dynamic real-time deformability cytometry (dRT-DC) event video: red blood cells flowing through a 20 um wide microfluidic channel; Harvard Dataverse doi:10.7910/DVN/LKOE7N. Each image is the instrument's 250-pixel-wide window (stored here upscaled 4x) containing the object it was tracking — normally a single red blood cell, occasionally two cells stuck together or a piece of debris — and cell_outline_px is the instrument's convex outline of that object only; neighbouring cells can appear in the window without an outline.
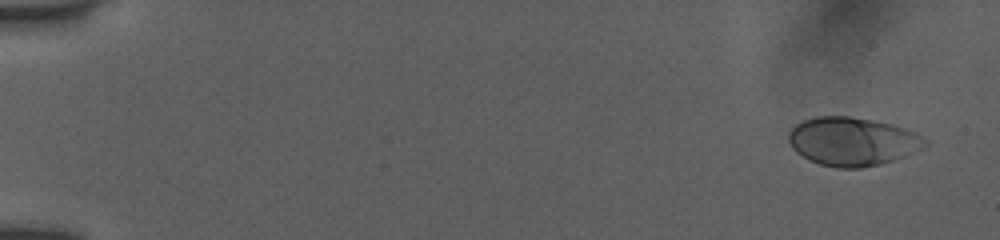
{"species": "human", "species_latin": "Homo sapiens", "temperature_condition": "room temperature", "stored_images_in_passage": 53, "camera_frame_rate_fps": 3000, "um_per_image_px": 0.085, "donor": {"sex": "female"}, "frame": {"image": 1, "passage_image": 3, "time_ms": 0.667, "image_size_px": [1000, 240], "cell_outline_px": [[928, 144], [904, 156], [880, 164], [860, 168], [836, 168], [820, 164], [796, 152], [792, 148], [788, 140], [788, 132], [796, 124], [804, 120], [816, 116], [848, 116], [892, 124], [904, 128], [924, 136], [928, 140]], "centroid_in_image_um": [72.44, 12.02], "position_along_channel_um": 12.6, "area_um2": 38.32}}
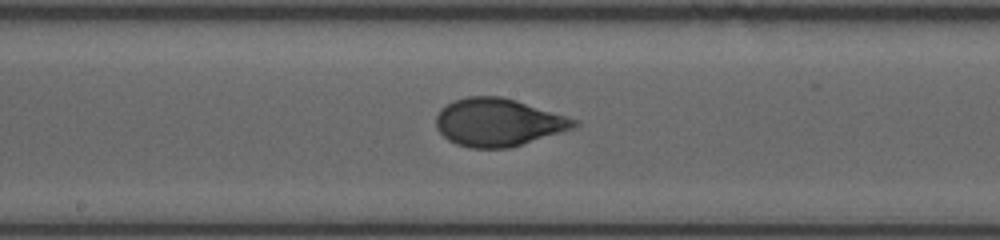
{"frame": {"image": 2, "passage_image": 30, "time_ms": 9.667, "image_size_px": [1000, 240], "cell_outline_px": [[580, 124], [572, 128], [508, 148], [468, 148], [456, 144], [448, 140], [436, 128], [436, 116], [440, 108], [456, 100], [468, 96], [500, 96], [516, 100], [576, 120]], "centroid_in_image_um": [42.27, 10.4], "position_along_channel_um": 205.9, "area_um2": 37.86}}
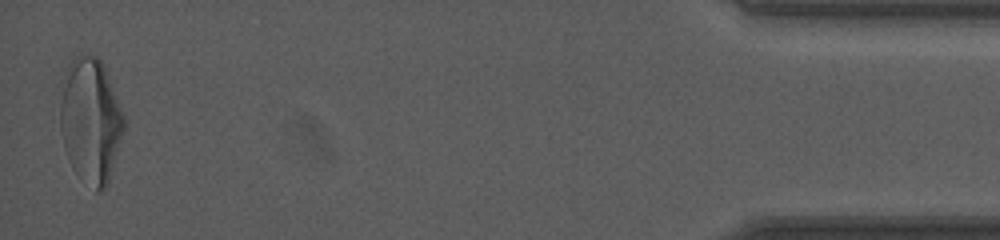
{"frame": {"image": 3, "passage_image": 53, "time_ms": 17.333, "image_size_px": [1000, 240], "cell_outline_px": [[128, 124], [108, 184], [100, 192], [96, 192], [68, 156], [64, 148], [60, 128], [60, 80], [68, 64], [80, 52], [96, 56], [104, 64], [128, 120]], "centroid_in_image_um": [7.75, 10.13], "position_along_channel_um": 427.4, "area_um2": 47.4}, "authors_computed_cell_mechanics": {"area_um2": 38.0324, "velocity_mm_per_s": 3.9209, "shape_relaxation_time_tau1_ms": 3.2443, "shape_relaxation_time_tau2_ms": null, "deformation_change_tau1": 0.1635, "deformation_change_tau2": null}}